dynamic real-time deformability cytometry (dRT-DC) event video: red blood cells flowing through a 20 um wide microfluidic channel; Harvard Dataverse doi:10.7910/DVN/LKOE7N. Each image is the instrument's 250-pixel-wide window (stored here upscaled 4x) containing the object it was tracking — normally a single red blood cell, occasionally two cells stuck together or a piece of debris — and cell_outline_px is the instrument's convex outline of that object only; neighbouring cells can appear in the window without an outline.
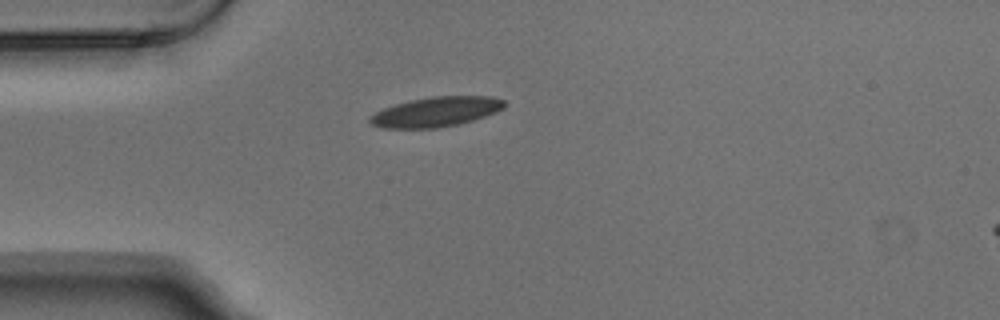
{"species": "Egyptian fruit bat (a non-hibernating species)", "species_latin": "Rousettus aegyptiacus", "temperature_condition": "warm", "stored_images_in_passage": 2, "camera_frame_rate_fps": 3000, "um_per_image_px": 0.085, "animal": {"sex": "male"}, "frame": {"image": 1, "passage_image": 1, "time_ms": 0.0, "image_size_px": [1000, 320], "cell_outline_px": [[508, 104], [504, 108], [496, 112], [472, 120], [456, 124], [436, 128], [380, 128], [372, 124], [368, 120], [368, 116], [384, 108], [396, 104], [412, 100], [432, 96], [492, 96], [504, 100]], "centroid_in_image_um": [37.07, 9.5], "position_along_channel_um": 47.9, "area_um2": 23.29}}